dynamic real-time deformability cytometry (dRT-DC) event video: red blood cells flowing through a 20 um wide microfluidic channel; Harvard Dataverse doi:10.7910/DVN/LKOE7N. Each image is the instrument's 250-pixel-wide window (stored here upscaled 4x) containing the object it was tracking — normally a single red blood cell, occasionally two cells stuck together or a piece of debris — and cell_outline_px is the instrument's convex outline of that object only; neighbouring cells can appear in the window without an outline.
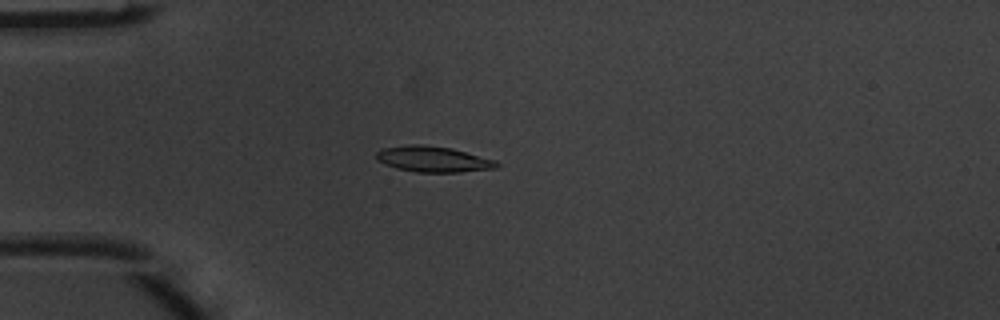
{"species": "common noctule bat (a hibernating species)", "species_latin": "Nyctalus noctula", "temperature_condition": "warm", "stored_images_in_passage": 5, "camera_frame_rate_fps": 3000, "um_per_image_px": 0.085, "animal": {"sex": "male", "body_mass_g": 20.1, "forearm_length_mm": 53.5}, "frame": {"image": 1, "passage_image": 4, "time_ms": 1.0, "image_size_px": [1000, 320], "cell_outline_px": [[500, 164], [496, 168], [460, 172], [416, 172], [396, 168], [384, 164], [376, 160], [376, 152], [380, 148], [412, 144], [424, 144], [452, 148], [496, 160]], "centroid_in_image_um": [36.79, 13.52], "position_along_channel_um": 48.2, "area_um2": 18.26}}